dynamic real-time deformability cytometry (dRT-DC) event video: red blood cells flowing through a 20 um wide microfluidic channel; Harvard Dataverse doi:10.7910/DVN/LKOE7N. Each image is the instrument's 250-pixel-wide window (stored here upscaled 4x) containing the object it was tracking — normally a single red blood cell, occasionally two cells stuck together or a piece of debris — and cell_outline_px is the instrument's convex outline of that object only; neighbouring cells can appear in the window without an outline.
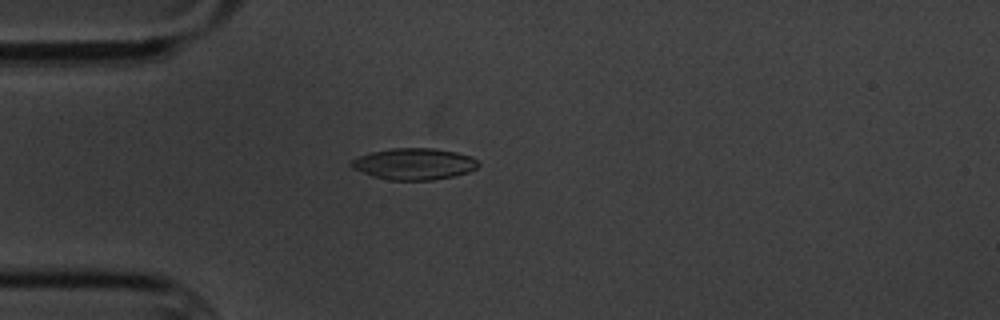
{"species": "common noctule bat (a hibernating species)", "species_latin": "Nyctalus noctula", "temperature_condition": "cold", "stored_images_in_passage": 6, "camera_frame_rate_fps": 3000, "um_per_image_px": 0.085, "animal": {"sex": "male", "body_mass_g": 20.1, "forearm_length_mm": 53.5}, "frame": {"image": 1, "passage_image": 5, "time_ms": 5.0, "image_size_px": [1000, 320], "cell_outline_px": [[480, 164], [476, 168], [468, 172], [452, 176], [432, 180], [388, 180], [372, 176], [352, 168], [348, 164], [352, 160], [360, 156], [372, 152], [392, 148], [432, 148], [456, 152], [472, 156]], "centroid_in_image_um": [35.19, 13.93], "position_along_channel_um": 49.8, "area_um2": 23.24}}